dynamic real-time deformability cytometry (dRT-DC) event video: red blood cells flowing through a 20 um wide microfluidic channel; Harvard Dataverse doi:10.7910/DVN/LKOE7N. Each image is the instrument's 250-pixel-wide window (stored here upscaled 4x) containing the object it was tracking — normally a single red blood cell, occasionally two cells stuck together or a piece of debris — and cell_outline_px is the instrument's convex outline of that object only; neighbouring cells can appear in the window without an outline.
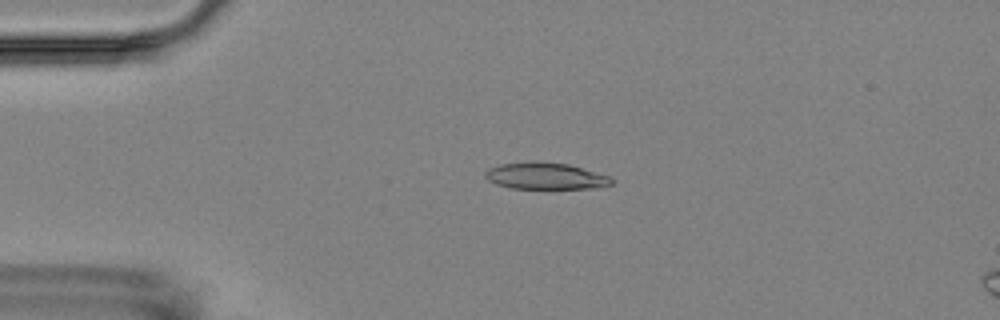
{"species": "Egyptian fruit bat (a non-hibernating species)", "species_latin": "Rousettus aegyptiacus", "temperature_condition": "room temperature", "stored_images_in_passage": 4, "camera_frame_rate_fps": 3000, "um_per_image_px": 0.085, "animal": {"sex": "female"}, "frame": {"image": 1, "passage_image": 3, "time_ms": 2.333, "image_size_px": [1000, 320], "cell_outline_px": [[616, 180], [612, 184], [604, 188], [512, 188], [496, 184], [488, 180], [484, 176], [484, 172], [488, 168], [500, 164], [536, 160], [568, 164], [612, 176]], "centroid_in_image_um": [46.42, 14.95], "position_along_channel_um": 38.6, "area_um2": 20.06}}